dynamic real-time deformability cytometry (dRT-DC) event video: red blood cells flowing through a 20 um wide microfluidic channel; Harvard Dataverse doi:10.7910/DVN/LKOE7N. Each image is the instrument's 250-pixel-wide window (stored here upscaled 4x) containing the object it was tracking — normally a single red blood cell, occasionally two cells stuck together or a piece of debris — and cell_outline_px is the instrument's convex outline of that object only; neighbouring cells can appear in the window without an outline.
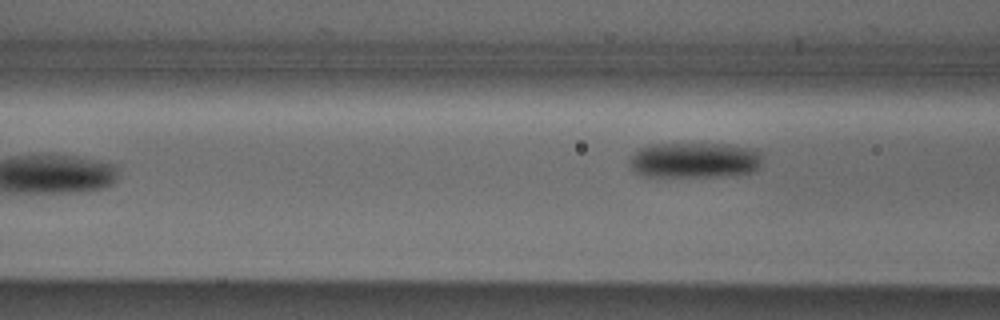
{"species": "Egyptian fruit bat (a non-hibernating species)", "species_latin": "Rousettus aegyptiacus", "temperature_condition": "cold", "stored_images_in_passage": 5, "camera_frame_rate_fps": 3000, "um_per_image_px": 0.085, "animal": {"sex": "male"}, "frame": {"image": 1, "passage_image": 5, "time_ms": 5.0, "image_size_px": [1000, 320], "cell_outline_px": [[764, 156], [760, 168], [756, 172], [736, 176], [644, 176], [636, 172], [628, 164], [628, 160], [640, 148], [652, 144], [728, 144], [752, 148], [760, 152]], "centroid_in_image_um": [59.13, 13.62], "position_along_channel_um": 107.5, "area_um2": 27.98}}